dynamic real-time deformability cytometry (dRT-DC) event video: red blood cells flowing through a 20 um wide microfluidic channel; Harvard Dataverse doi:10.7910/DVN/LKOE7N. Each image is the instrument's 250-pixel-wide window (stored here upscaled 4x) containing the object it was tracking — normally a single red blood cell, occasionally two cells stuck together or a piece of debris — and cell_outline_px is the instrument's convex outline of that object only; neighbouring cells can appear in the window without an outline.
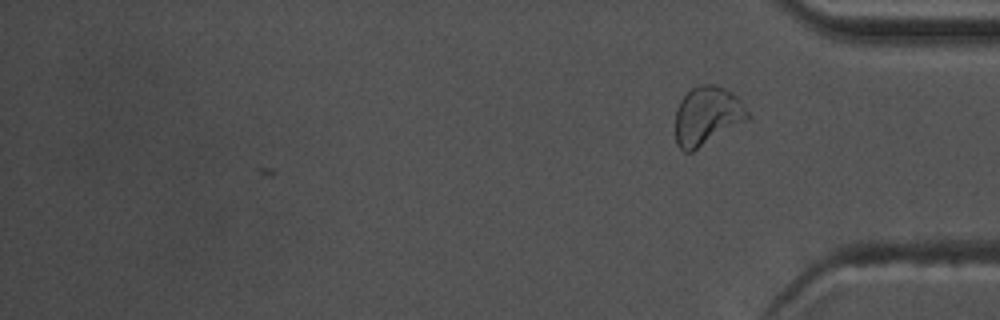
{"species": "common noctule bat (a hibernating species)", "species_latin": "Nyctalus noctula", "temperature_condition": "warm", "stored_images_in_passage": 35, "camera_frame_rate_fps": 3000, "um_per_image_px": 0.085, "animal": {"sex": "male", "body_mass_g": 17.5, "forearm_length_mm": 52.3}, "frame": {"image": 1, "passage_image": 35, "time_ms": 11.333, "image_size_px": [1000, 320], "cell_outline_px": [[752, 116], [748, 120], [692, 152], [684, 152], [676, 144], [676, 108], [680, 100], [692, 88], [700, 84], [716, 84], [724, 88], [736, 96], [740, 100]], "centroid_in_image_um": [60.11, 9.85], "position_along_channel_um": 375.1, "area_um2": 24.8}, "authors_computed_cell_mechanics": {"area_um2": 22.1952, "velocity_mm_per_s": 3.7618, "shape_relaxation_time_tau1_ms": 4.9609, "shape_relaxation_time_tau2_ms": 1.1524, "deformation_change_tau1": 0.154, "deformation_change_tau2": 0.0594}}